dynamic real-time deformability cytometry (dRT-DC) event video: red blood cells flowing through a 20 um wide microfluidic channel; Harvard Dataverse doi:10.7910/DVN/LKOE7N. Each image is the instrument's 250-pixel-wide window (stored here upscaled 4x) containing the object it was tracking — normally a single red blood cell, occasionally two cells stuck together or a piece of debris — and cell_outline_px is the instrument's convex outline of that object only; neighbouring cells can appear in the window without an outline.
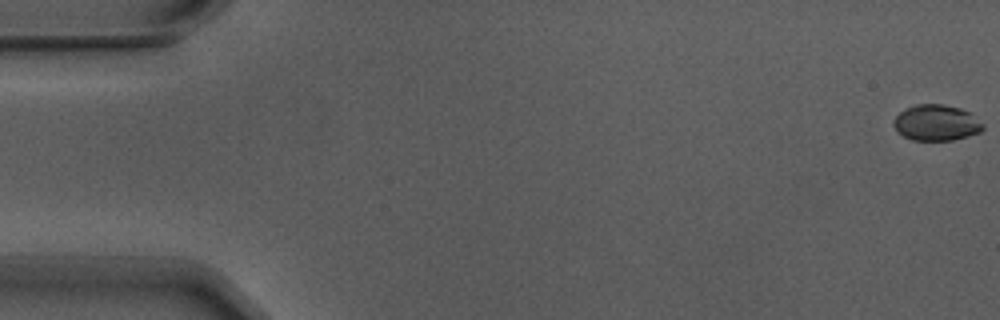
{"species": "Egyptian fruit bat (a non-hibernating species)", "species_latin": "Rousettus aegyptiacus", "temperature_condition": "warm", "stored_images_in_passage": 5, "camera_frame_rate_fps": 3000, "um_per_image_px": 0.085, "animal": {"sex": "male"}, "frame": {"image": 1, "passage_image": 1, "time_ms": 0.0, "image_size_px": [1000, 320], "cell_outline_px": [[984, 128], [980, 132], [968, 136], [952, 140], [912, 140], [904, 136], [892, 124], [892, 120], [900, 112], [916, 104], [944, 104], [960, 108], [972, 112], [984, 124]], "centroid_in_image_um": [79.63, 10.42], "position_along_channel_um": 5.4, "area_um2": 18.79}}
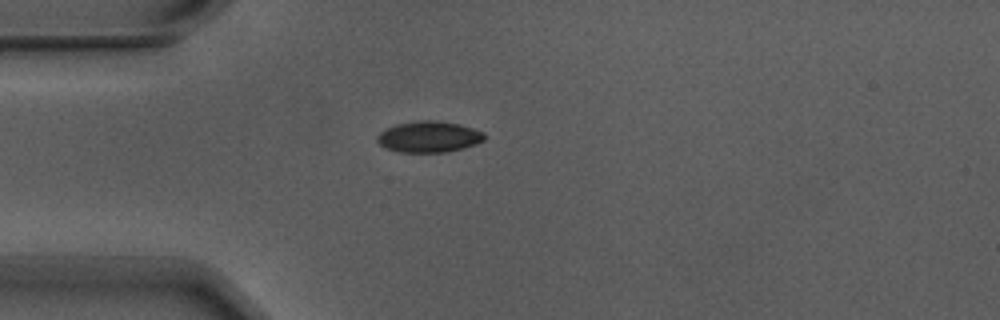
{"frame": {"image": 2, "passage_image": 5, "time_ms": 1.333, "image_size_px": [1000, 320], "cell_outline_px": [[488, 136], [484, 140], [476, 144], [464, 148], [444, 152], [400, 152], [388, 148], [380, 144], [376, 140], [376, 136], [380, 132], [396, 124], [420, 120], [436, 120], [460, 124], [484, 132]], "centroid_in_image_um": [36.5, 11.62], "position_along_channel_um": 48.5, "area_um2": 19.48}}